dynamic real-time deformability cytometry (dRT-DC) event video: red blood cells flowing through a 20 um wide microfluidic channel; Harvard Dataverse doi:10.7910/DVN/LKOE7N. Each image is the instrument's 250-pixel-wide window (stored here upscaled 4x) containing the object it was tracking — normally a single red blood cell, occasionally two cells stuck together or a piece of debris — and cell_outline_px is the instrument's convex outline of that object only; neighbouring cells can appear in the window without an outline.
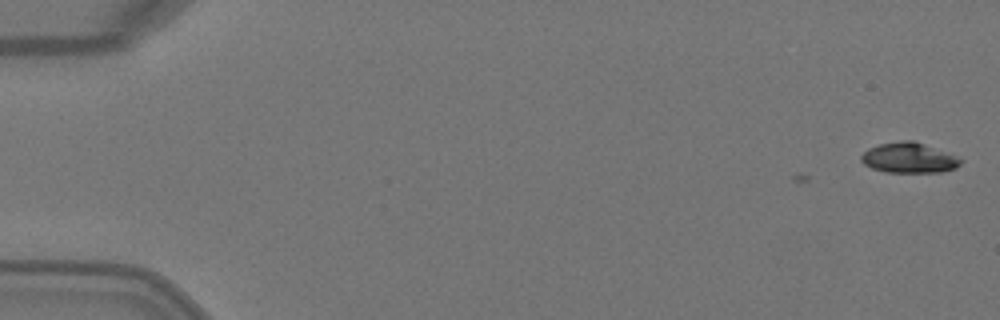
{"species": "Egyptian fruit bat (a non-hibernating species)", "species_latin": "Rousettus aegyptiacus", "temperature_condition": "warm", "stored_images_in_passage": 6, "camera_frame_rate_fps": 3000, "um_per_image_px": 0.085, "animal": {"sex": "female"}, "frame": {"image": 1, "passage_image": 1, "time_ms": 0.0, "image_size_px": [1000, 320], "cell_outline_px": [[964, 160], [956, 168], [940, 172], [884, 172], [872, 168], [864, 164], [860, 160], [860, 156], [868, 148], [880, 144], [900, 140], [912, 140]], "centroid_in_image_um": [77.2, 13.43], "position_along_channel_um": 7.8, "area_um2": 17.28}}
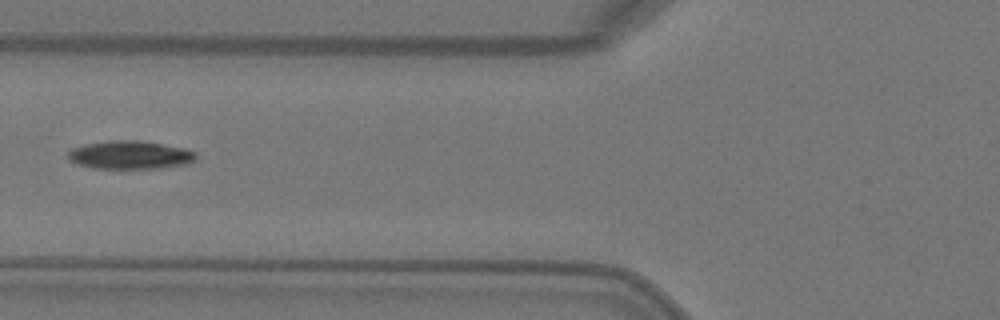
{"frame": {"image": 2, "passage_image": 5, "time_ms": 1.333, "image_size_px": [1000, 320], "cell_outline_px": [[196, 160], [184, 164], [160, 168], [92, 168], [76, 164], [68, 160], [68, 152], [72, 148], [88, 144], [108, 140], [140, 140], [184, 148], [196, 152]], "centroid_in_image_um": [11.04, 13.17], "position_along_channel_um": 114.8, "area_um2": 21.04}}
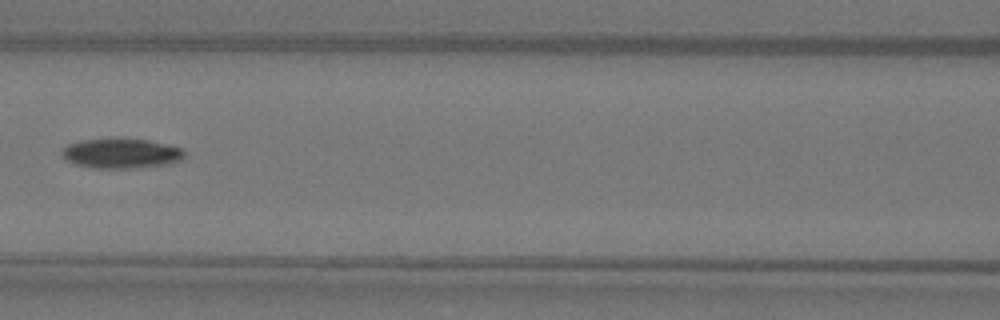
{"frame": {"image": 3, "passage_image": 6, "time_ms": 1.667, "image_size_px": [1000, 320], "cell_outline_px": [[184, 156], [180, 160], [164, 164], [140, 168], [92, 168], [76, 164], [68, 160], [60, 152], [68, 144], [80, 140], [148, 140], [168, 144], [180, 148], [184, 152]], "centroid_in_image_um": [10.3, 13.06], "position_along_channel_um": 156.3, "area_um2": 20.75}}